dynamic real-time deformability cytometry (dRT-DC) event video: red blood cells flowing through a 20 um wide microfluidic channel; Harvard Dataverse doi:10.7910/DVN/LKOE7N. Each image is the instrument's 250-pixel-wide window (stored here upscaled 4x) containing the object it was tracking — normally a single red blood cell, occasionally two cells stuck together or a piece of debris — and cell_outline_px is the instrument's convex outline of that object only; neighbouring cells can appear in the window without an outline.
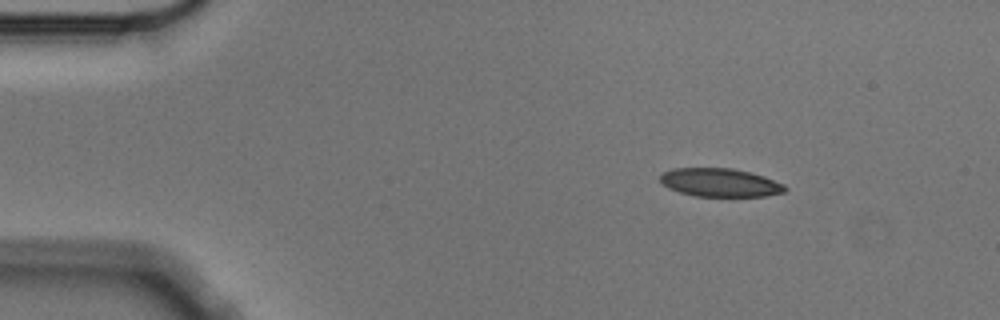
{"species": "Egyptian fruit bat (a non-hibernating species)", "species_latin": "Rousettus aegyptiacus", "temperature_condition": "cold", "stored_images_in_passage": 4, "segment_of_instrument_passage": [1, 2], "camera_frame_rate_fps": 3000, "um_per_image_px": 0.085, "animal": {"sex": "male"}, "frame": {"image": 1, "passage_image": 1, "time_ms": 0.0, "image_size_px": [1000, 320], "cell_outline_px": [[788, 188], [784, 192], [764, 196], [692, 196], [668, 188], [660, 184], [660, 176], [664, 172], [672, 168], [732, 168], [764, 176], [784, 184]], "centroid_in_image_um": [61.18, 15.52], "position_along_channel_um": 23.8, "area_um2": 20.69}}